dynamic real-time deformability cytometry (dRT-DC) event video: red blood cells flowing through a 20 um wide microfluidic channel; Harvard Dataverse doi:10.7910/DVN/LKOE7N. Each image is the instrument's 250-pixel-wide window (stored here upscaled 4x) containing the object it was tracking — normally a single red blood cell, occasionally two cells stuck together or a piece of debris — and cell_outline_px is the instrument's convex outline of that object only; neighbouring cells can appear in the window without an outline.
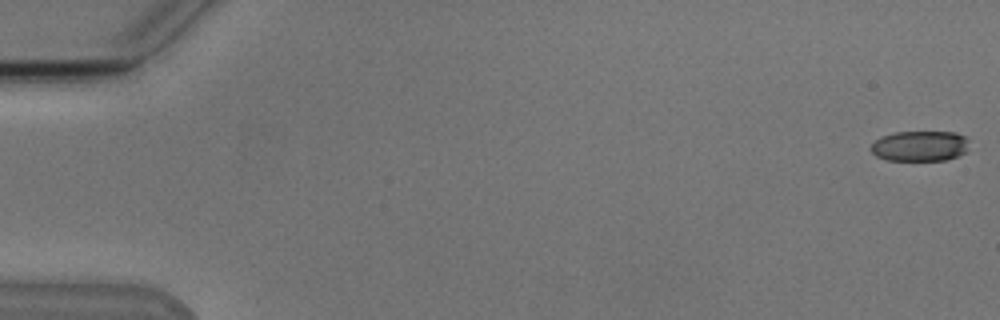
{"species": "Egyptian fruit bat (a non-hibernating species)", "species_latin": "Rousettus aegyptiacus", "temperature_condition": "cold", "stored_images_in_passage": 54, "camera_frame_rate_fps": 3000, "um_per_image_px": 0.085, "animal": {"sex": "male"}, "frame": {"image": 1, "passage_image": 1, "time_ms": 0.0, "image_size_px": [1000, 320], "cell_outline_px": [[968, 140], [964, 152], [956, 156], [944, 160], [888, 160], [876, 156], [872, 152], [872, 144], [880, 136], [896, 132], [956, 132], [968, 136]], "centroid_in_image_um": [78.19, 12.39], "position_along_channel_um": 6.8, "area_um2": 17.28}}
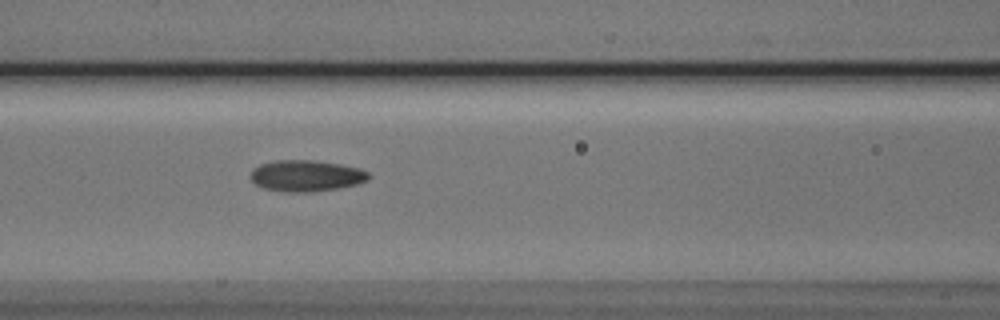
{"frame": {"image": 2, "passage_image": 24, "time_ms": 7.667, "image_size_px": [1000, 320], "cell_outline_px": [[372, 176], [368, 180], [356, 184], [336, 188], [308, 192], [288, 192], [264, 188], [256, 184], [252, 180], [252, 168], [260, 164], [272, 160], [312, 160], [340, 164], [356, 168], [368, 172]], "centroid_in_image_um": [26.01, 14.93], "position_along_channel_um": 140.6, "area_um2": 21.33}}
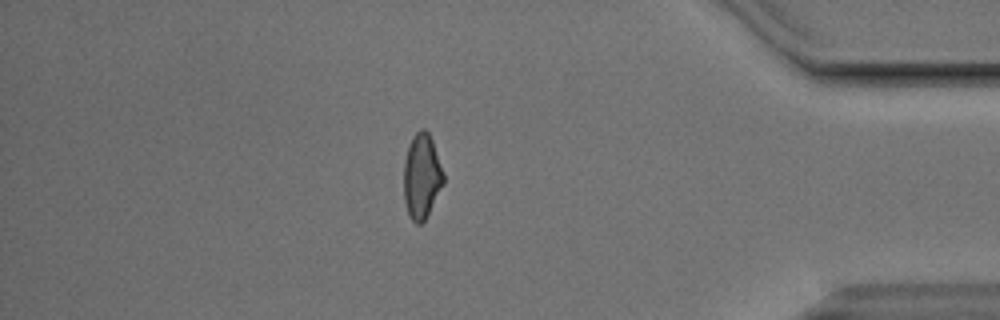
{"frame": {"image": 3, "passage_image": 47, "time_ms": 15.333, "image_size_px": [1000, 320], "cell_outline_px": [[444, 184], [424, 220], [420, 224], [416, 224], [408, 216], [404, 200], [404, 160], [412, 136], [420, 128], [424, 128], [428, 132], [432, 140], [444, 176]], "centroid_in_image_um": [35.83, 14.99], "position_along_channel_um": 399.4, "area_um2": 19.54}, "authors_computed_cell_mechanics": {"area_um2": 20.0277, "velocity_mm_per_s": 3.8323, "shape_relaxation_time_tau1_ms": 6.0174, "shape_relaxation_time_tau2_ms": 2.3133, "deformation_change_tau1": 0.1507, "deformation_change_tau2": 0.1028}}